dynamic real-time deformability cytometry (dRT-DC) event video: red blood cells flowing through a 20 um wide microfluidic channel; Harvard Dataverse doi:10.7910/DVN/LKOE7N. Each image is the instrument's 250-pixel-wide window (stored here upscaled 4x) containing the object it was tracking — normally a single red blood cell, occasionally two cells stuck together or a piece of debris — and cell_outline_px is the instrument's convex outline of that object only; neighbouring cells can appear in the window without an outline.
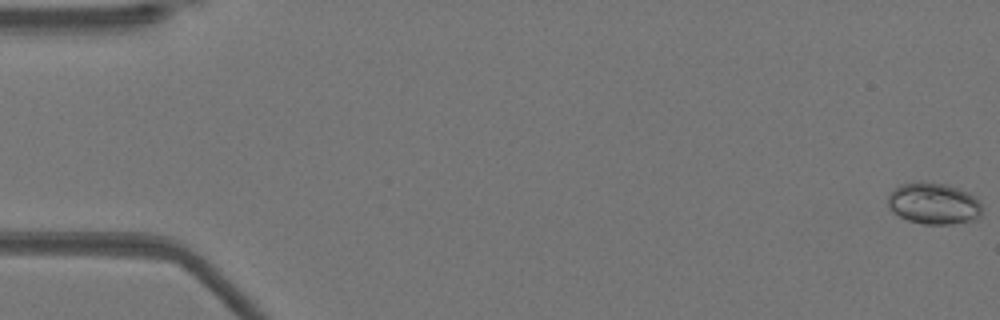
{"species": "Egyptian fruit bat (a non-hibernating species)", "species_latin": "Rousettus aegyptiacus", "temperature_condition": "warm", "stored_images_in_passage": 52, "camera_frame_rate_fps": 3000, "um_per_image_px": 0.085, "animal": {"sex": "female"}, "frame": {"image": 1, "passage_image": 1, "time_ms": 0.0, "image_size_px": [1000, 320], "cell_outline_px": [[980, 216], [976, 220], [952, 224], [924, 224], [908, 220], [892, 212], [888, 208], [888, 196], [900, 184], [924, 180], [944, 184], [960, 188], [968, 192], [980, 204]], "centroid_in_image_um": [79.34, 17.29], "position_along_channel_um": 5.7, "area_um2": 22.83}}
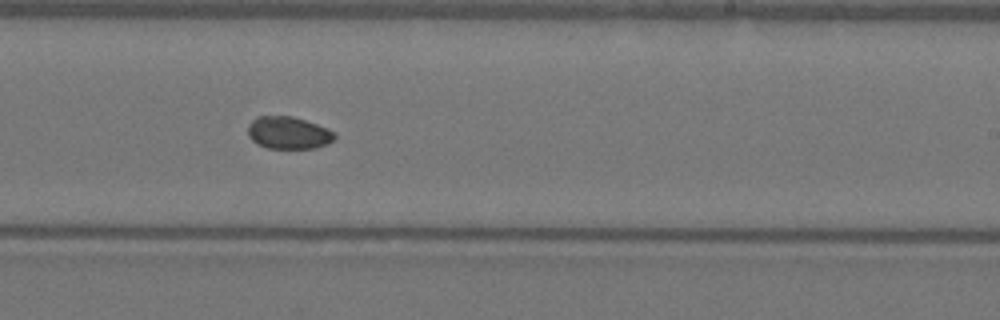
{"frame": {"image": 2, "passage_image": 32, "time_ms": 10.333, "image_size_px": [1000, 320], "cell_outline_px": [[336, 136], [328, 144], [316, 148], [268, 148], [256, 144], [248, 136], [248, 124], [256, 116], [292, 116], [328, 128]], "centroid_in_image_um": [24.48, 11.29], "position_along_channel_um": 264.5, "area_um2": 16.36}}
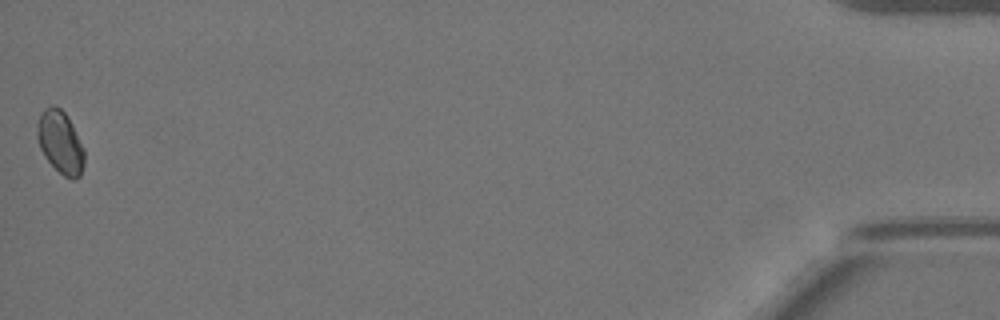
{"frame": {"image": 3, "passage_image": 52, "time_ms": 17.0, "image_size_px": [1000, 320], "cell_outline_px": [[84, 164], [80, 176], [76, 180], [72, 180], [64, 176], [44, 156], [40, 148], [36, 136], [36, 132], [40, 112], [44, 108], [52, 104], [60, 108], [68, 116], [84, 148]], "centroid_in_image_um": [5.13, 12.08], "position_along_channel_um": 430.1, "area_um2": 17.34}, "authors_computed_cell_mechanics": {"area_um2": 17.0799, "velocity_mm_per_s": 3.9456, "shape_relaxation_time_tau1_ms": null, "shape_relaxation_time_tau2_ms": 3.4211, "deformation_change_tau1": null, "deformation_change_tau2": 0.0393}}